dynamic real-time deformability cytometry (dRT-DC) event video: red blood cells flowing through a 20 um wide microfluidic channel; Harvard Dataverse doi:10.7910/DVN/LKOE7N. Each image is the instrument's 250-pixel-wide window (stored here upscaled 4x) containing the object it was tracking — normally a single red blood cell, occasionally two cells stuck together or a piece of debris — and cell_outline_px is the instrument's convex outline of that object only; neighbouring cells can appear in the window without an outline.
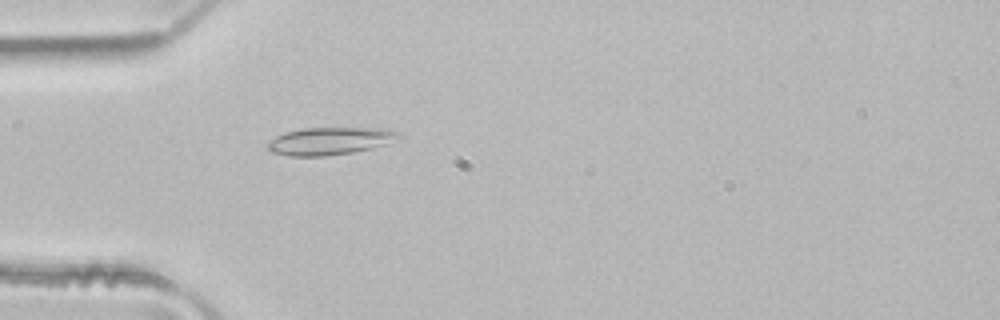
{"species": "common noctule bat (a hibernating species)", "species_latin": "Nyctalus noctula", "temperature_condition": "room temperature", "stored_images_in_passage": 1, "camera_frame_rate_fps": 3000, "um_per_image_px": 0.085, "animal": {"sex": "male", "body_mass_g": 21.5, "forearm_length_mm": 52.0}, "frame": {"image": 1, "passage_image": 1, "time_ms": 0.0, "image_size_px": [1000, 320], "cell_outline_px": [[400, 136], [384, 144], [372, 148], [352, 152], [328, 156], [288, 156], [272, 152], [264, 144], [268, 140], [284, 132], [304, 128], [380, 128], [400, 132]], "centroid_in_image_um": [27.95, 11.99], "position_along_channel_um": 57.1, "area_um2": 20.98}}